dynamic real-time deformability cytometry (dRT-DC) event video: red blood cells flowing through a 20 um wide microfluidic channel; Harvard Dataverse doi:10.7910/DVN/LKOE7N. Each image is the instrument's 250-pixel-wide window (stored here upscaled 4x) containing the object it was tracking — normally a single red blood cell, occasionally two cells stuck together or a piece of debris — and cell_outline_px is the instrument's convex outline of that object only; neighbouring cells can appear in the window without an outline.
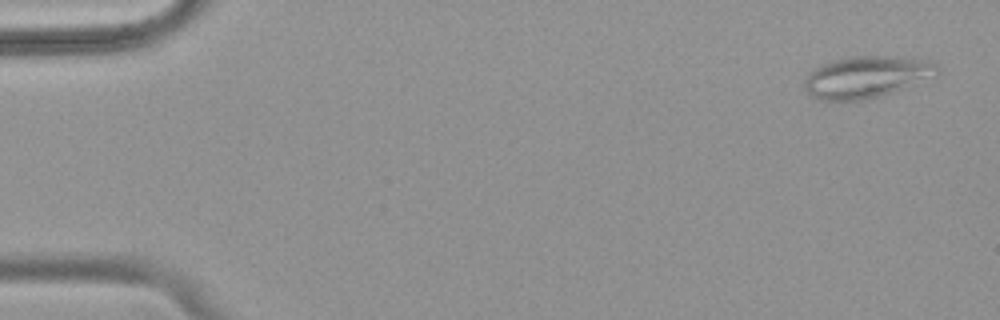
{"species": "common noctule bat (a hibernating species)", "species_latin": "Nyctalus noctula", "temperature_condition": "warm", "stored_images_in_passage": 53, "camera_frame_rate_fps": 3000, "um_per_image_px": 0.085, "animal": {"sex": "female", "body_mass_g": 18.4}, "frame": {"image": 1, "passage_image": 2, "time_ms": 0.333, "image_size_px": [1000, 320], "cell_outline_px": [[940, 72], [892, 92], [880, 96], [864, 100], [820, 100], [812, 96], [804, 88], [804, 80], [808, 72], [832, 60], [852, 56], [896, 56], [928, 60], [936, 64]], "centroid_in_image_um": [73.6, 6.53], "position_along_channel_um": 11.4, "area_um2": 31.91}}
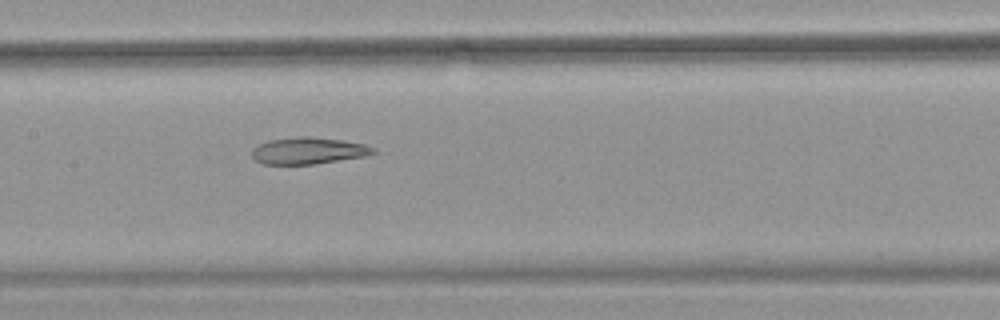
{"frame": {"image": 2, "passage_image": 26, "time_ms": 8.333, "image_size_px": [1000, 320], "cell_outline_px": [[376, 152], [364, 156], [316, 164], [264, 164], [256, 160], [252, 156], [252, 148], [268, 140], [296, 136], [308, 136], [340, 140], [364, 144], [376, 148]], "centroid_in_image_um": [26.19, 12.8], "position_along_channel_um": 181.2, "area_um2": 18.84}}
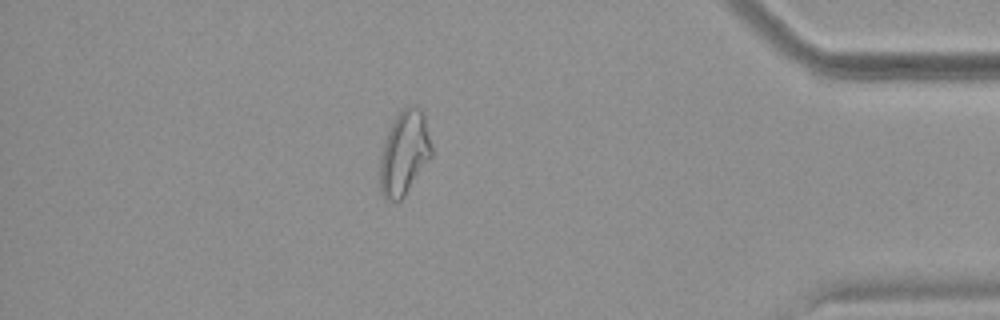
{"frame": {"image": 3, "passage_image": 46, "time_ms": 15.0, "image_size_px": [1000, 320], "cell_outline_px": [[432, 156], [404, 196], [396, 204], [388, 200], [380, 192], [380, 152], [396, 112], [408, 104], [416, 104], [424, 112], [432, 144]], "centroid_in_image_um": [34.37, 12.95], "position_along_channel_um": 400.8, "area_um2": 25.89}, "authors_computed_cell_mechanics": {"area_um2": 24.9696, "velocity_mm_per_s": 3.8303, "shape_relaxation_time_tau1_ms": null, "shape_relaxation_time_tau2_ms": 4.5909, "deformation_change_tau1": null, "deformation_change_tau2": 0.1455}}